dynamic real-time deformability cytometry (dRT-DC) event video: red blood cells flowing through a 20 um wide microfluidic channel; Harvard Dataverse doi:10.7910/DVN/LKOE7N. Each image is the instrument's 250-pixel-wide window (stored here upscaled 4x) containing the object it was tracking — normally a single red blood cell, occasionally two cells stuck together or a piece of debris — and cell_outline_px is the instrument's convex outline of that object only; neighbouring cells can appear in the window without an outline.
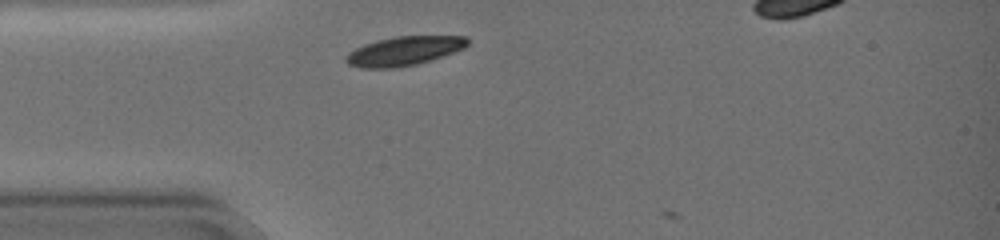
{"species": "common noctule bat (a hibernating species)", "species_latin": "Nyctalus noctula", "temperature_condition": "warm", "stored_images_in_passage": 6, "camera_frame_rate_fps": 3000, "um_per_image_px": 0.085, "animal": {"sex": "female", "body_mass_g": 19.0, "forearm_length_mm": 51.5}, "frame": {"image": 1, "passage_image": 1, "time_ms": 0.0, "image_size_px": [1000, 240], "cell_outline_px": [[468, 44], [464, 48], [416, 64], [392, 68], [360, 68], [348, 64], [344, 60], [344, 56], [356, 48], [364, 44], [376, 40], [392, 36], [464, 36], [468, 40]], "centroid_in_image_um": [34.28, 4.32], "position_along_channel_um": 50.7, "area_um2": 20.4}}